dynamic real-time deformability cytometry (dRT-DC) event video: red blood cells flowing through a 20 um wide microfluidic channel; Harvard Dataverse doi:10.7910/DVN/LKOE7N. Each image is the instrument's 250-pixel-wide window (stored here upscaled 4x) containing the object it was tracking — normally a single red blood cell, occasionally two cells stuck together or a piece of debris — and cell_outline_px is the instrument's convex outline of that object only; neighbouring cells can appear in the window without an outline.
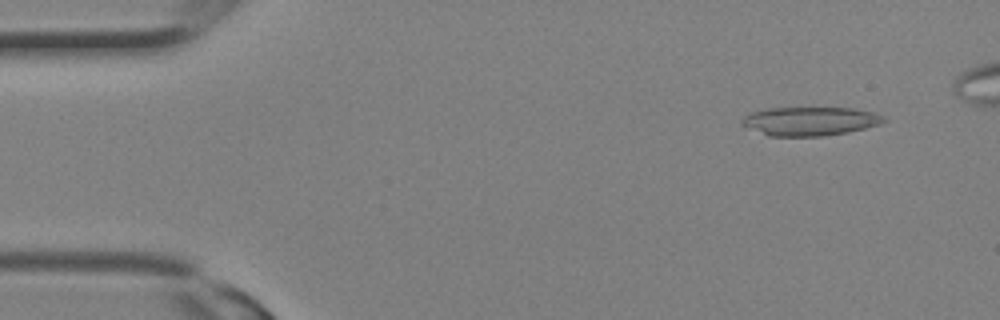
{"species": "Egyptian fruit bat (a non-hibernating species)", "species_latin": "Rousettus aegyptiacus", "temperature_condition": "room temperature", "stored_images_in_passage": 29, "camera_frame_rate_fps": 3000, "um_per_image_px": 0.085, "animal": {"sex": "female"}, "frame": {"image": 1, "passage_image": 3, "time_ms": 0.667, "image_size_px": [1000, 320], "cell_outline_px": [[888, 120], [880, 124], [848, 132], [824, 136], [768, 136], [744, 128], [740, 124], [740, 120], [744, 116], [752, 112], [764, 108], [856, 108], [872, 112]], "centroid_in_image_um": [68.77, 10.31], "position_along_channel_um": 16.2, "area_um2": 23.99}}
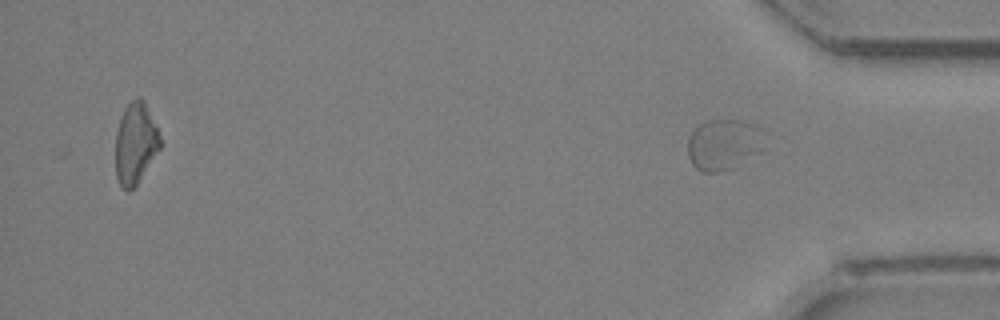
{"frame": {"image": 2, "passage_image": 29, "time_ms": 9.333, "image_size_px": [1000, 320], "cell_outline_px": [[772, 132], [764, 148], [760, 152], [732, 168], [720, 172], [704, 172], [696, 168], [692, 164], [688, 156], [688, 136], [704, 120], [740, 120], [764, 128]], "centroid_in_image_um": [61.62, 12.25], "position_along_channel_um": 373.6, "area_um2": 23.64}}